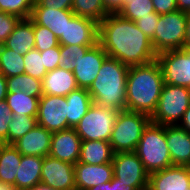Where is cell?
<instances>
[{"label": "cell", "mask_w": 190, "mask_h": 190, "mask_svg": "<svg viewBox=\"0 0 190 190\" xmlns=\"http://www.w3.org/2000/svg\"><path fill=\"white\" fill-rule=\"evenodd\" d=\"M98 43L108 57L131 67L157 60L151 40L134 21L118 13L108 14L99 23Z\"/></svg>", "instance_id": "cell-1"}, {"label": "cell", "mask_w": 190, "mask_h": 190, "mask_svg": "<svg viewBox=\"0 0 190 190\" xmlns=\"http://www.w3.org/2000/svg\"><path fill=\"white\" fill-rule=\"evenodd\" d=\"M161 66L157 60L131 66L126 84V110L152 116L164 86Z\"/></svg>", "instance_id": "cell-2"}, {"label": "cell", "mask_w": 190, "mask_h": 190, "mask_svg": "<svg viewBox=\"0 0 190 190\" xmlns=\"http://www.w3.org/2000/svg\"><path fill=\"white\" fill-rule=\"evenodd\" d=\"M129 66L107 57L100 71L87 89L93 103L99 106L126 110V84Z\"/></svg>", "instance_id": "cell-3"}, {"label": "cell", "mask_w": 190, "mask_h": 190, "mask_svg": "<svg viewBox=\"0 0 190 190\" xmlns=\"http://www.w3.org/2000/svg\"><path fill=\"white\" fill-rule=\"evenodd\" d=\"M135 152L148 174L173 166L166 142V126L150 122Z\"/></svg>", "instance_id": "cell-4"}, {"label": "cell", "mask_w": 190, "mask_h": 190, "mask_svg": "<svg viewBox=\"0 0 190 190\" xmlns=\"http://www.w3.org/2000/svg\"><path fill=\"white\" fill-rule=\"evenodd\" d=\"M150 116L135 111L121 110L111 133L109 143L114 153L135 151Z\"/></svg>", "instance_id": "cell-5"}, {"label": "cell", "mask_w": 190, "mask_h": 190, "mask_svg": "<svg viewBox=\"0 0 190 190\" xmlns=\"http://www.w3.org/2000/svg\"><path fill=\"white\" fill-rule=\"evenodd\" d=\"M190 106V88L165 83L151 122L163 126L178 125Z\"/></svg>", "instance_id": "cell-6"}, {"label": "cell", "mask_w": 190, "mask_h": 190, "mask_svg": "<svg viewBox=\"0 0 190 190\" xmlns=\"http://www.w3.org/2000/svg\"><path fill=\"white\" fill-rule=\"evenodd\" d=\"M186 21L187 13L179 10L159 16L154 38L151 41L157 54L184 48Z\"/></svg>", "instance_id": "cell-7"}, {"label": "cell", "mask_w": 190, "mask_h": 190, "mask_svg": "<svg viewBox=\"0 0 190 190\" xmlns=\"http://www.w3.org/2000/svg\"><path fill=\"white\" fill-rule=\"evenodd\" d=\"M118 112L114 108L93 103L75 130L81 140L109 141Z\"/></svg>", "instance_id": "cell-8"}, {"label": "cell", "mask_w": 190, "mask_h": 190, "mask_svg": "<svg viewBox=\"0 0 190 190\" xmlns=\"http://www.w3.org/2000/svg\"><path fill=\"white\" fill-rule=\"evenodd\" d=\"M113 175L136 190H148L149 174L135 151L114 153Z\"/></svg>", "instance_id": "cell-9"}, {"label": "cell", "mask_w": 190, "mask_h": 190, "mask_svg": "<svg viewBox=\"0 0 190 190\" xmlns=\"http://www.w3.org/2000/svg\"><path fill=\"white\" fill-rule=\"evenodd\" d=\"M164 82L190 88V49L167 50L157 54Z\"/></svg>", "instance_id": "cell-10"}, {"label": "cell", "mask_w": 190, "mask_h": 190, "mask_svg": "<svg viewBox=\"0 0 190 190\" xmlns=\"http://www.w3.org/2000/svg\"><path fill=\"white\" fill-rule=\"evenodd\" d=\"M65 96L42 95L39 99L37 125L50 132L71 128L67 123Z\"/></svg>", "instance_id": "cell-11"}, {"label": "cell", "mask_w": 190, "mask_h": 190, "mask_svg": "<svg viewBox=\"0 0 190 190\" xmlns=\"http://www.w3.org/2000/svg\"><path fill=\"white\" fill-rule=\"evenodd\" d=\"M99 24L74 15L66 22L64 35L58 38L60 45L95 46L98 43Z\"/></svg>", "instance_id": "cell-12"}, {"label": "cell", "mask_w": 190, "mask_h": 190, "mask_svg": "<svg viewBox=\"0 0 190 190\" xmlns=\"http://www.w3.org/2000/svg\"><path fill=\"white\" fill-rule=\"evenodd\" d=\"M41 182L58 190H76L74 165L50 155L44 157Z\"/></svg>", "instance_id": "cell-13"}, {"label": "cell", "mask_w": 190, "mask_h": 190, "mask_svg": "<svg viewBox=\"0 0 190 190\" xmlns=\"http://www.w3.org/2000/svg\"><path fill=\"white\" fill-rule=\"evenodd\" d=\"M107 57L108 54L104 51L102 46L97 43L91 47L85 55H81L78 60H76V66L72 72L79 88L88 89L91 86L100 71L102 63Z\"/></svg>", "instance_id": "cell-14"}, {"label": "cell", "mask_w": 190, "mask_h": 190, "mask_svg": "<svg viewBox=\"0 0 190 190\" xmlns=\"http://www.w3.org/2000/svg\"><path fill=\"white\" fill-rule=\"evenodd\" d=\"M81 143L82 140L75 128L53 132L49 155L75 165L80 157Z\"/></svg>", "instance_id": "cell-15"}, {"label": "cell", "mask_w": 190, "mask_h": 190, "mask_svg": "<svg viewBox=\"0 0 190 190\" xmlns=\"http://www.w3.org/2000/svg\"><path fill=\"white\" fill-rule=\"evenodd\" d=\"M148 190H190V166L173 165L149 174Z\"/></svg>", "instance_id": "cell-16"}, {"label": "cell", "mask_w": 190, "mask_h": 190, "mask_svg": "<svg viewBox=\"0 0 190 190\" xmlns=\"http://www.w3.org/2000/svg\"><path fill=\"white\" fill-rule=\"evenodd\" d=\"M74 170L76 190H88L112 180L114 176L112 162L100 165L77 162L74 165Z\"/></svg>", "instance_id": "cell-17"}, {"label": "cell", "mask_w": 190, "mask_h": 190, "mask_svg": "<svg viewBox=\"0 0 190 190\" xmlns=\"http://www.w3.org/2000/svg\"><path fill=\"white\" fill-rule=\"evenodd\" d=\"M52 132L36 125L12 145L22 155L46 157L50 152Z\"/></svg>", "instance_id": "cell-18"}, {"label": "cell", "mask_w": 190, "mask_h": 190, "mask_svg": "<svg viewBox=\"0 0 190 190\" xmlns=\"http://www.w3.org/2000/svg\"><path fill=\"white\" fill-rule=\"evenodd\" d=\"M166 142L173 165L190 166V133L179 125L166 126Z\"/></svg>", "instance_id": "cell-19"}, {"label": "cell", "mask_w": 190, "mask_h": 190, "mask_svg": "<svg viewBox=\"0 0 190 190\" xmlns=\"http://www.w3.org/2000/svg\"><path fill=\"white\" fill-rule=\"evenodd\" d=\"M75 14L72 10L55 9L53 7H33L30 19L33 24L47 27L57 38L64 35L66 22Z\"/></svg>", "instance_id": "cell-20"}, {"label": "cell", "mask_w": 190, "mask_h": 190, "mask_svg": "<svg viewBox=\"0 0 190 190\" xmlns=\"http://www.w3.org/2000/svg\"><path fill=\"white\" fill-rule=\"evenodd\" d=\"M78 88L73 72L65 68L48 71L42 79L43 95L67 96Z\"/></svg>", "instance_id": "cell-21"}, {"label": "cell", "mask_w": 190, "mask_h": 190, "mask_svg": "<svg viewBox=\"0 0 190 190\" xmlns=\"http://www.w3.org/2000/svg\"><path fill=\"white\" fill-rule=\"evenodd\" d=\"M2 45L23 56L35 49L33 21L30 18L20 19Z\"/></svg>", "instance_id": "cell-22"}, {"label": "cell", "mask_w": 190, "mask_h": 190, "mask_svg": "<svg viewBox=\"0 0 190 190\" xmlns=\"http://www.w3.org/2000/svg\"><path fill=\"white\" fill-rule=\"evenodd\" d=\"M43 158L32 155H22L19 168L17 170L15 190H25L41 182V169Z\"/></svg>", "instance_id": "cell-23"}, {"label": "cell", "mask_w": 190, "mask_h": 190, "mask_svg": "<svg viewBox=\"0 0 190 190\" xmlns=\"http://www.w3.org/2000/svg\"><path fill=\"white\" fill-rule=\"evenodd\" d=\"M114 152L109 141L82 140L78 162L90 165L111 163Z\"/></svg>", "instance_id": "cell-24"}, {"label": "cell", "mask_w": 190, "mask_h": 190, "mask_svg": "<svg viewBox=\"0 0 190 190\" xmlns=\"http://www.w3.org/2000/svg\"><path fill=\"white\" fill-rule=\"evenodd\" d=\"M65 98L68 105L67 123L71 128H75L93 104V100L86 88H78Z\"/></svg>", "instance_id": "cell-25"}, {"label": "cell", "mask_w": 190, "mask_h": 190, "mask_svg": "<svg viewBox=\"0 0 190 190\" xmlns=\"http://www.w3.org/2000/svg\"><path fill=\"white\" fill-rule=\"evenodd\" d=\"M22 154L12 145L4 144L0 149V182L15 185Z\"/></svg>", "instance_id": "cell-26"}, {"label": "cell", "mask_w": 190, "mask_h": 190, "mask_svg": "<svg viewBox=\"0 0 190 190\" xmlns=\"http://www.w3.org/2000/svg\"><path fill=\"white\" fill-rule=\"evenodd\" d=\"M39 99L17 90L15 93H7L5 100L12 114L37 117Z\"/></svg>", "instance_id": "cell-27"}, {"label": "cell", "mask_w": 190, "mask_h": 190, "mask_svg": "<svg viewBox=\"0 0 190 190\" xmlns=\"http://www.w3.org/2000/svg\"><path fill=\"white\" fill-rule=\"evenodd\" d=\"M7 92L15 93L20 90L32 97H41L43 95L42 80L31 77L28 74H20L6 78Z\"/></svg>", "instance_id": "cell-28"}, {"label": "cell", "mask_w": 190, "mask_h": 190, "mask_svg": "<svg viewBox=\"0 0 190 190\" xmlns=\"http://www.w3.org/2000/svg\"><path fill=\"white\" fill-rule=\"evenodd\" d=\"M72 12L79 17L100 23L109 13L105 10L103 0H73Z\"/></svg>", "instance_id": "cell-29"}, {"label": "cell", "mask_w": 190, "mask_h": 190, "mask_svg": "<svg viewBox=\"0 0 190 190\" xmlns=\"http://www.w3.org/2000/svg\"><path fill=\"white\" fill-rule=\"evenodd\" d=\"M0 73L6 78L24 74V56L0 45Z\"/></svg>", "instance_id": "cell-30"}, {"label": "cell", "mask_w": 190, "mask_h": 190, "mask_svg": "<svg viewBox=\"0 0 190 190\" xmlns=\"http://www.w3.org/2000/svg\"><path fill=\"white\" fill-rule=\"evenodd\" d=\"M36 125V117L13 114V118L8 124L7 144H13L28 131L32 130Z\"/></svg>", "instance_id": "cell-31"}, {"label": "cell", "mask_w": 190, "mask_h": 190, "mask_svg": "<svg viewBox=\"0 0 190 190\" xmlns=\"http://www.w3.org/2000/svg\"><path fill=\"white\" fill-rule=\"evenodd\" d=\"M152 12H155L152 0H124V6L118 14L135 22L140 17L150 16Z\"/></svg>", "instance_id": "cell-32"}, {"label": "cell", "mask_w": 190, "mask_h": 190, "mask_svg": "<svg viewBox=\"0 0 190 190\" xmlns=\"http://www.w3.org/2000/svg\"><path fill=\"white\" fill-rule=\"evenodd\" d=\"M93 46L60 45L59 67L73 71L76 60Z\"/></svg>", "instance_id": "cell-33"}, {"label": "cell", "mask_w": 190, "mask_h": 190, "mask_svg": "<svg viewBox=\"0 0 190 190\" xmlns=\"http://www.w3.org/2000/svg\"><path fill=\"white\" fill-rule=\"evenodd\" d=\"M34 2L35 0H0V11L20 19L30 18Z\"/></svg>", "instance_id": "cell-34"}, {"label": "cell", "mask_w": 190, "mask_h": 190, "mask_svg": "<svg viewBox=\"0 0 190 190\" xmlns=\"http://www.w3.org/2000/svg\"><path fill=\"white\" fill-rule=\"evenodd\" d=\"M24 63L25 74L31 77L42 80L48 72L44 67L43 57H41L40 52L36 49L30 50L24 55Z\"/></svg>", "instance_id": "cell-35"}, {"label": "cell", "mask_w": 190, "mask_h": 190, "mask_svg": "<svg viewBox=\"0 0 190 190\" xmlns=\"http://www.w3.org/2000/svg\"><path fill=\"white\" fill-rule=\"evenodd\" d=\"M35 49L39 52L46 51L59 45L58 38L47 27L34 24Z\"/></svg>", "instance_id": "cell-36"}, {"label": "cell", "mask_w": 190, "mask_h": 190, "mask_svg": "<svg viewBox=\"0 0 190 190\" xmlns=\"http://www.w3.org/2000/svg\"><path fill=\"white\" fill-rule=\"evenodd\" d=\"M20 18L13 14L0 11V45H2L13 32Z\"/></svg>", "instance_id": "cell-37"}, {"label": "cell", "mask_w": 190, "mask_h": 190, "mask_svg": "<svg viewBox=\"0 0 190 190\" xmlns=\"http://www.w3.org/2000/svg\"><path fill=\"white\" fill-rule=\"evenodd\" d=\"M159 16L160 15L156 12H152L150 16L140 17L135 21L137 27L144 32L151 41L154 38Z\"/></svg>", "instance_id": "cell-38"}, {"label": "cell", "mask_w": 190, "mask_h": 190, "mask_svg": "<svg viewBox=\"0 0 190 190\" xmlns=\"http://www.w3.org/2000/svg\"><path fill=\"white\" fill-rule=\"evenodd\" d=\"M13 118L12 111L9 109L6 100L0 101V139L7 144L8 124Z\"/></svg>", "instance_id": "cell-39"}, {"label": "cell", "mask_w": 190, "mask_h": 190, "mask_svg": "<svg viewBox=\"0 0 190 190\" xmlns=\"http://www.w3.org/2000/svg\"><path fill=\"white\" fill-rule=\"evenodd\" d=\"M43 57L44 67L47 71L54 70L59 67L60 60V44L57 47L50 48L46 51L40 52Z\"/></svg>", "instance_id": "cell-40"}, {"label": "cell", "mask_w": 190, "mask_h": 190, "mask_svg": "<svg viewBox=\"0 0 190 190\" xmlns=\"http://www.w3.org/2000/svg\"><path fill=\"white\" fill-rule=\"evenodd\" d=\"M73 0H35L33 7H53L55 9L71 10Z\"/></svg>", "instance_id": "cell-41"}, {"label": "cell", "mask_w": 190, "mask_h": 190, "mask_svg": "<svg viewBox=\"0 0 190 190\" xmlns=\"http://www.w3.org/2000/svg\"><path fill=\"white\" fill-rule=\"evenodd\" d=\"M154 10L157 14H167L177 11L176 0H152Z\"/></svg>", "instance_id": "cell-42"}, {"label": "cell", "mask_w": 190, "mask_h": 190, "mask_svg": "<svg viewBox=\"0 0 190 190\" xmlns=\"http://www.w3.org/2000/svg\"><path fill=\"white\" fill-rule=\"evenodd\" d=\"M88 190H136V189L133 186H128L124 183H121V181H119L117 178L113 176L112 180L91 187Z\"/></svg>", "instance_id": "cell-43"}, {"label": "cell", "mask_w": 190, "mask_h": 190, "mask_svg": "<svg viewBox=\"0 0 190 190\" xmlns=\"http://www.w3.org/2000/svg\"><path fill=\"white\" fill-rule=\"evenodd\" d=\"M105 10L110 13H119L124 6V0H103Z\"/></svg>", "instance_id": "cell-44"}, {"label": "cell", "mask_w": 190, "mask_h": 190, "mask_svg": "<svg viewBox=\"0 0 190 190\" xmlns=\"http://www.w3.org/2000/svg\"><path fill=\"white\" fill-rule=\"evenodd\" d=\"M181 128L186 130L190 133V106L188 109L184 112V115L182 117V120L178 124Z\"/></svg>", "instance_id": "cell-45"}, {"label": "cell", "mask_w": 190, "mask_h": 190, "mask_svg": "<svg viewBox=\"0 0 190 190\" xmlns=\"http://www.w3.org/2000/svg\"><path fill=\"white\" fill-rule=\"evenodd\" d=\"M184 49H190V13H187V21L185 28Z\"/></svg>", "instance_id": "cell-46"}, {"label": "cell", "mask_w": 190, "mask_h": 190, "mask_svg": "<svg viewBox=\"0 0 190 190\" xmlns=\"http://www.w3.org/2000/svg\"><path fill=\"white\" fill-rule=\"evenodd\" d=\"M7 93L6 77L0 73V101L6 99Z\"/></svg>", "instance_id": "cell-47"}, {"label": "cell", "mask_w": 190, "mask_h": 190, "mask_svg": "<svg viewBox=\"0 0 190 190\" xmlns=\"http://www.w3.org/2000/svg\"><path fill=\"white\" fill-rule=\"evenodd\" d=\"M177 1V10L190 13V0H176Z\"/></svg>", "instance_id": "cell-48"}, {"label": "cell", "mask_w": 190, "mask_h": 190, "mask_svg": "<svg viewBox=\"0 0 190 190\" xmlns=\"http://www.w3.org/2000/svg\"><path fill=\"white\" fill-rule=\"evenodd\" d=\"M25 190H58L52 186H48L43 182H38L37 184L33 185L30 188H27Z\"/></svg>", "instance_id": "cell-49"}, {"label": "cell", "mask_w": 190, "mask_h": 190, "mask_svg": "<svg viewBox=\"0 0 190 190\" xmlns=\"http://www.w3.org/2000/svg\"><path fill=\"white\" fill-rule=\"evenodd\" d=\"M0 190H15V189L12 185L0 182Z\"/></svg>", "instance_id": "cell-50"}, {"label": "cell", "mask_w": 190, "mask_h": 190, "mask_svg": "<svg viewBox=\"0 0 190 190\" xmlns=\"http://www.w3.org/2000/svg\"><path fill=\"white\" fill-rule=\"evenodd\" d=\"M3 145H4V141H2V140L0 139V149L2 148Z\"/></svg>", "instance_id": "cell-51"}]
</instances>
